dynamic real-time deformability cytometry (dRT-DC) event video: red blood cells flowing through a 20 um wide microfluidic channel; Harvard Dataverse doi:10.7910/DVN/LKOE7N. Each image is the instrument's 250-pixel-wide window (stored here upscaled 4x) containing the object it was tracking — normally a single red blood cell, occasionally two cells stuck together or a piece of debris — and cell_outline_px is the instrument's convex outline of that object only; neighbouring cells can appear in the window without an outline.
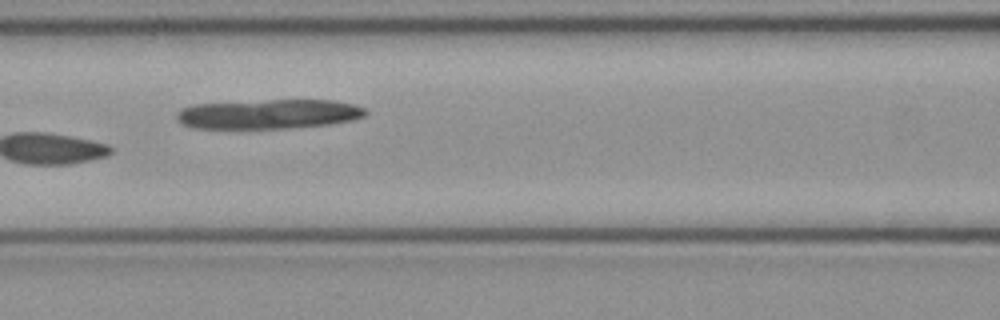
{"species": "common noctule bat (a hibernating species)", "species_latin": "Nyctalus noctula", "temperature_condition": "cold", "stored_images_in_passage": 10, "segment_of_instrument_passage": [1, 2], "camera_frame_rate_fps": 3000, "um_per_image_px": 0.085, "animal": {"sex": "female", "body_mass_g": 21.9}, "frame": {"image": 1, "passage_image": 6, "time_ms": 1.667, "image_size_px": [1000, 320], "cell_outline_px": [[368, 112], [364, 116], [352, 120], [328, 124], [284, 128], [192, 128], [180, 124], [176, 120], [176, 112], [180, 108], [192, 104], [268, 100], [336, 100], [356, 104], [368, 108]], "centroid_in_image_um": [22.82, 9.68], "position_along_channel_um": 143.8, "area_um2": 32.83}}